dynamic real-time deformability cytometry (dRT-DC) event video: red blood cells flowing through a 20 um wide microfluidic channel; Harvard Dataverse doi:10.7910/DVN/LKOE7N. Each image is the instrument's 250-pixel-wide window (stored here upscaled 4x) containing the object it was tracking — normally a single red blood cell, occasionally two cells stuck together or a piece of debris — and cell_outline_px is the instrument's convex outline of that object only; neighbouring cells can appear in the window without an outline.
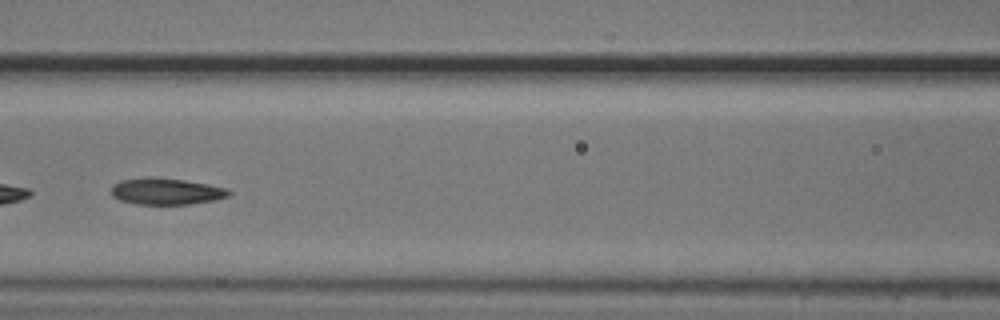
{"species": "common noctule bat (a hibernating species)", "species_latin": "Nyctalus noctula", "temperature_condition": "cold", "stored_images_in_passage": 41, "camera_frame_rate_fps": 3000, "um_per_image_px": 0.085, "animal": {"sex": "male", "body_mass_g": 20.5, "forearm_length_mm": 52.5}, "frame": {"image": 1, "passage_image": 23, "time_ms": 7.333, "image_size_px": [1000, 320], "cell_outline_px": [[232, 192], [228, 196], [212, 200], [188, 204], [136, 204], [120, 200], [112, 196], [112, 184], [120, 180], [148, 176], [152, 176], [184, 180], [208, 184], [224, 188]], "centroid_in_image_um": [14.06, 16.25], "position_along_channel_um": 152.5, "area_um2": 18.15}}
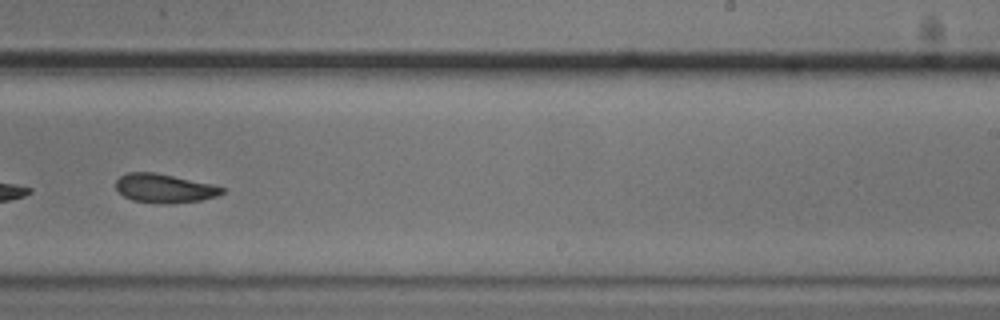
{"frame": {"image": 2, "passage_image": 33, "time_ms": 10.667, "image_size_px": [1000, 320], "cell_outline_px": [[224, 192], [216, 196], [200, 200], [164, 204], [156, 204], [132, 200], [124, 196], [116, 188], [116, 180], [120, 176], [128, 172], [156, 172], [212, 184], [224, 188]], "centroid_in_image_um": [13.95, 16.0], "position_along_channel_um": 275.1, "area_um2": 17.86}}
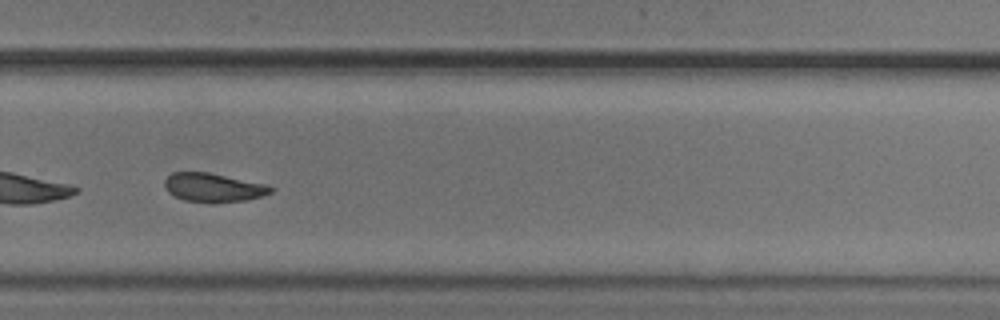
{"frame": {"image": 3, "passage_image": 36, "time_ms": 11.667, "image_size_px": [1000, 320], "cell_outline_px": [[276, 188], [272, 192], [260, 196], [244, 200], [184, 200], [168, 192], [164, 184], [164, 180], [172, 172], [208, 172], [268, 184]], "centroid_in_image_um": [18.15, 15.88], "position_along_channel_um": 311.6, "area_um2": 17.17}, "authors_computed_cell_mechanics": {"area_um2": 18.3226, "velocity_mm_per_s": 3.6841, "shape_relaxation_time_tau1_ms": 3.7753, "shape_relaxation_time_tau2_ms": 3.2224, "deformation_change_tau1": 0.1056, "deformation_change_tau2": 0.0732}}